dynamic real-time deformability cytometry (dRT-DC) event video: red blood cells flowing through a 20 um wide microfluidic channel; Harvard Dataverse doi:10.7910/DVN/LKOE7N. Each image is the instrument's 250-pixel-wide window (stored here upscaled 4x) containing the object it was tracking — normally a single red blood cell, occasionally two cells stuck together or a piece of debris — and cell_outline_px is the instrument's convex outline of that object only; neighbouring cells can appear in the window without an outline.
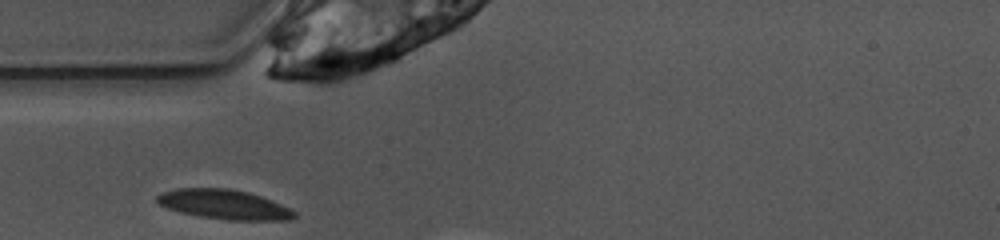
{"species": "common noctule bat (a hibernating species)", "species_latin": "Nyctalus noctula", "temperature_condition": "warm", "stored_images_in_passage": 4, "camera_frame_rate_fps": 3000, "um_per_image_px": 0.085, "animal": {"sex": "female", "body_mass_g": 10.0, "forearm_length_mm": 53.1}, "frame": {"image": 1, "passage_image": 1, "time_ms": 0.0, "image_size_px": [1000, 240], "cell_outline_px": [[296, 216], [292, 220], [228, 220], [200, 216], [180, 212], [168, 208], [160, 204], [156, 200], [156, 196], [160, 192], [176, 188], [228, 188], [248, 192], [260, 196], [280, 204], [296, 212]], "centroid_in_image_um": [19.03, 17.37], "position_along_channel_um": 66.0, "area_um2": 23.58}}